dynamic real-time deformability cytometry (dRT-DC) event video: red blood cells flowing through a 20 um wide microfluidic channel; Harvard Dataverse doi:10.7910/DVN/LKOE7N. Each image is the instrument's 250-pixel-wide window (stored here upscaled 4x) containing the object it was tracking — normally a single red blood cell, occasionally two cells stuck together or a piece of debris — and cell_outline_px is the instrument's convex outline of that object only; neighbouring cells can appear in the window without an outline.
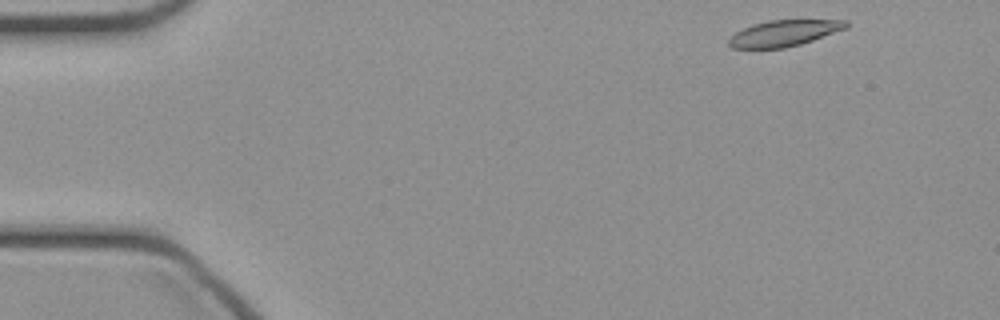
{"species": "common noctule bat (a hibernating species)", "species_latin": "Nyctalus noctula", "temperature_condition": "cold", "stored_images_in_passage": 43, "camera_frame_rate_fps": 3000, "um_per_image_px": 0.085, "animal": {"sex": "female", "body_mass_g": 21.9}, "frame": {"image": 1, "passage_image": 1, "time_ms": 0.0, "image_size_px": [1000, 320], "cell_outline_px": [[848, 28], [800, 44], [784, 48], [732, 48], [728, 44], [728, 40], [736, 32], [752, 24], [768, 20], [848, 20]], "centroid_in_image_um": [66.65, 2.81], "position_along_channel_um": 18.4, "area_um2": 17.74}}
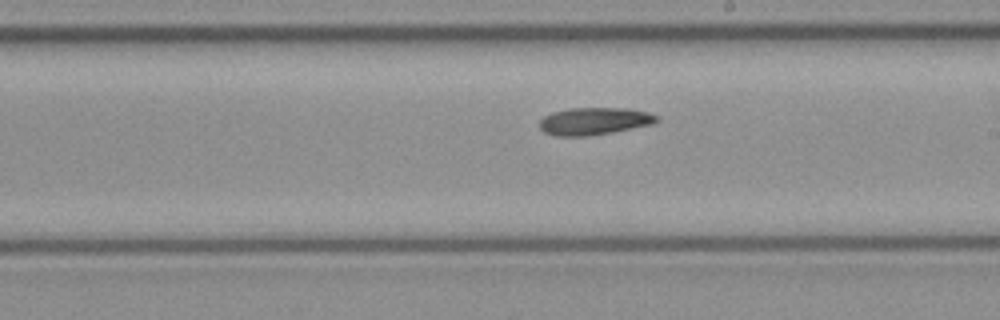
{"frame": {"image": 2, "passage_image": 23, "time_ms": 7.333, "image_size_px": [1000, 320], "cell_outline_px": [[660, 120], [652, 124], [612, 132], [588, 136], [552, 136], [544, 132], [540, 128], [540, 120], [544, 116], [552, 112], [572, 108], [624, 108], [648, 112], [656, 116]], "centroid_in_image_um": [50.48, 10.3], "position_along_channel_um": 238.5, "area_um2": 18.61}}
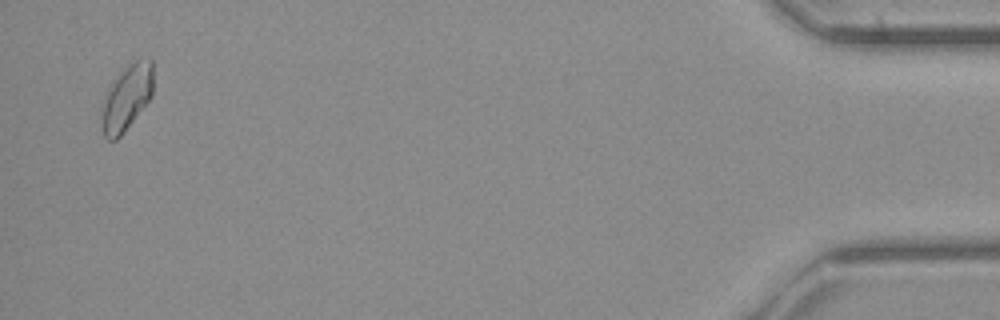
{"frame": {"image": 3, "passage_image": 42, "time_ms": 13.667, "image_size_px": [1000, 320], "cell_outline_px": [[152, 96], [124, 132], [116, 140], [108, 140], [104, 136], [104, 104], [112, 80], [132, 60], [152, 60]], "centroid_in_image_um": [10.81, 8.27], "position_along_channel_um": 424.4, "area_um2": 18.9}}